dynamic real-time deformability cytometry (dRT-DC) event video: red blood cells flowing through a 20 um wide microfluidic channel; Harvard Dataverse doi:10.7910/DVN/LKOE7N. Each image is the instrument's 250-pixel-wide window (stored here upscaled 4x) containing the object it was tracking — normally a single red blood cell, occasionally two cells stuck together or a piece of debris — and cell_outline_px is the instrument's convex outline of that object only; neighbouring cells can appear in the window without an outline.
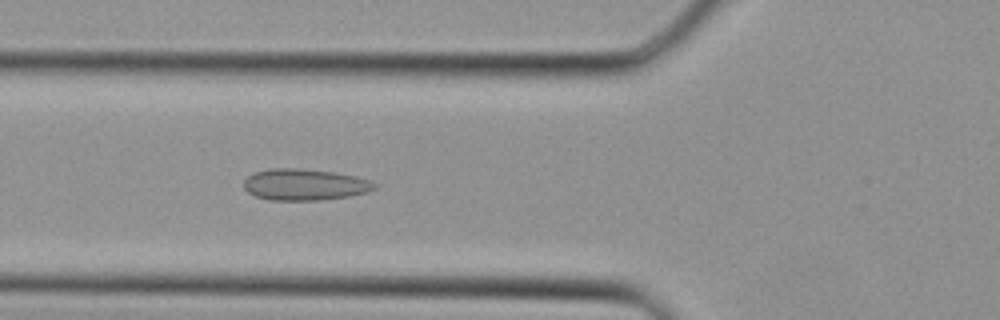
{"species": "Egyptian fruit bat (a non-hibernating species)", "species_latin": "Rousettus aegyptiacus", "temperature_condition": "cold", "stored_images_in_passage": 38, "camera_frame_rate_fps": 3000, "um_per_image_px": 0.085, "animal": {"sex": "female"}, "frame": {"image": 1, "passage_image": 14, "time_ms": 4.333, "image_size_px": [1000, 320], "cell_outline_px": [[380, 188], [368, 192], [348, 196], [320, 200], [272, 200], [256, 196], [248, 192], [244, 188], [244, 180], [252, 172], [272, 168], [300, 168], [332, 172], [356, 176], [380, 184]], "centroid_in_image_um": [25.93, 15.68], "position_along_channel_um": 99.9, "area_um2": 24.1}}
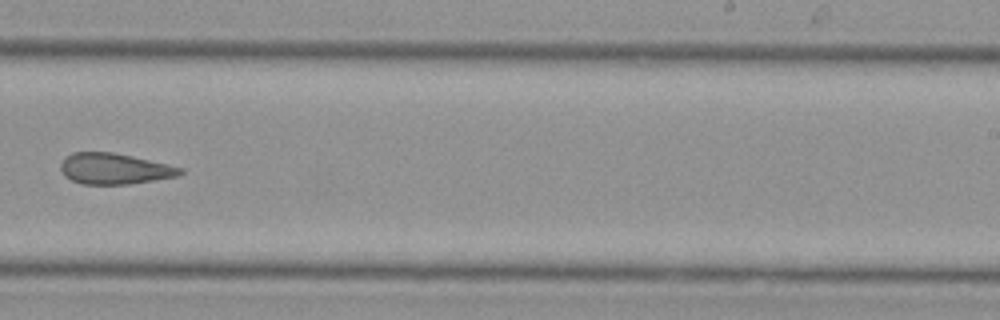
{"frame": {"image": 2, "passage_image": 24, "time_ms": 7.667, "image_size_px": [1000, 320], "cell_outline_px": [[184, 172], [176, 176], [128, 184], [84, 184], [72, 180], [64, 176], [60, 168], [60, 164], [64, 156], [72, 152], [112, 152], [132, 156], [168, 164], [184, 168]], "centroid_in_image_um": [9.69, 14.33], "position_along_channel_um": 279.3, "area_um2": 21.5}}
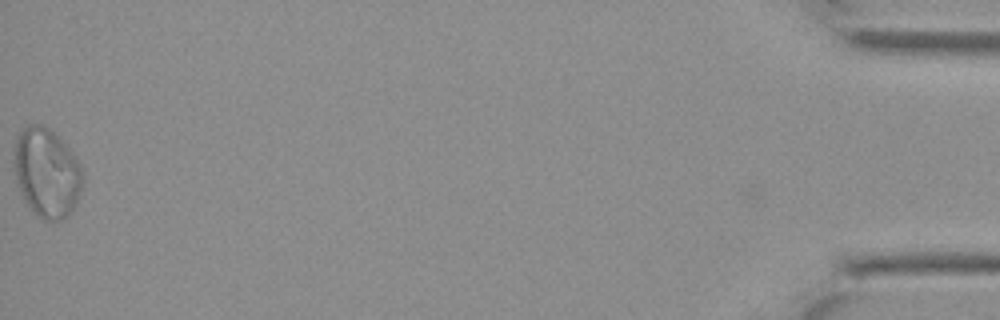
{"frame": {"image": 3, "passage_image": 38, "time_ms": 12.333, "image_size_px": [1000, 320], "cell_outline_px": [[84, 176], [80, 192], [76, 204], [68, 216], [60, 220], [44, 220], [36, 216], [24, 200], [16, 184], [12, 168], [12, 160], [16, 140], [20, 132], [28, 124], [40, 124], [48, 128], [68, 148], [80, 164], [84, 172]], "centroid_in_image_um": [3.94, 14.71], "position_along_channel_um": 431.3, "area_um2": 36.01}}